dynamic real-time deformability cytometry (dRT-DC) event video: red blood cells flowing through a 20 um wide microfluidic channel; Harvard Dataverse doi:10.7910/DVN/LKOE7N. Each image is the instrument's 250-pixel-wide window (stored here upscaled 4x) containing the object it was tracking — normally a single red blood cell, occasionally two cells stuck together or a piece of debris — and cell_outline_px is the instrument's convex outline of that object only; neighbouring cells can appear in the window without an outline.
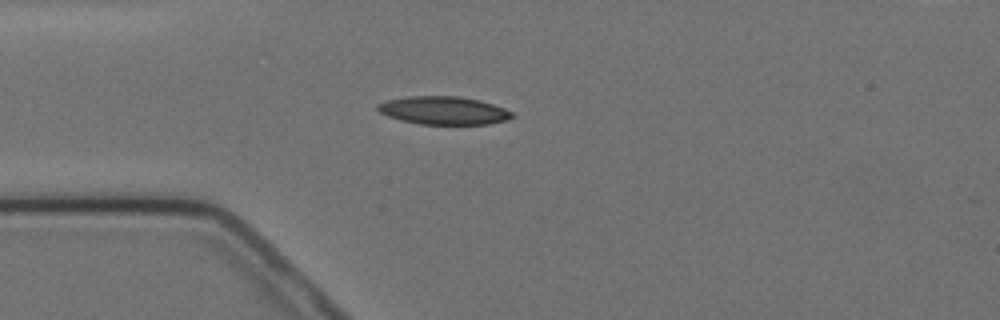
{"species": "Egyptian fruit bat (a non-hibernating species)", "species_latin": "Rousettus aegyptiacus", "temperature_condition": "cold", "stored_images_in_passage": 2, "camera_frame_rate_fps": 3000, "um_per_image_px": 0.085, "animal": {"sex": "female"}, "frame": {"image": 1, "passage_image": 1, "time_ms": 0.0, "image_size_px": [1000, 320], "cell_outline_px": [[516, 116], [508, 120], [488, 124], [420, 124], [400, 120], [388, 116], [380, 112], [376, 108], [376, 104], [388, 100], [404, 96], [460, 96], [480, 100], [504, 108], [512, 112]], "centroid_in_image_um": [37.71, 9.39], "position_along_channel_um": 47.3, "area_um2": 22.14}}